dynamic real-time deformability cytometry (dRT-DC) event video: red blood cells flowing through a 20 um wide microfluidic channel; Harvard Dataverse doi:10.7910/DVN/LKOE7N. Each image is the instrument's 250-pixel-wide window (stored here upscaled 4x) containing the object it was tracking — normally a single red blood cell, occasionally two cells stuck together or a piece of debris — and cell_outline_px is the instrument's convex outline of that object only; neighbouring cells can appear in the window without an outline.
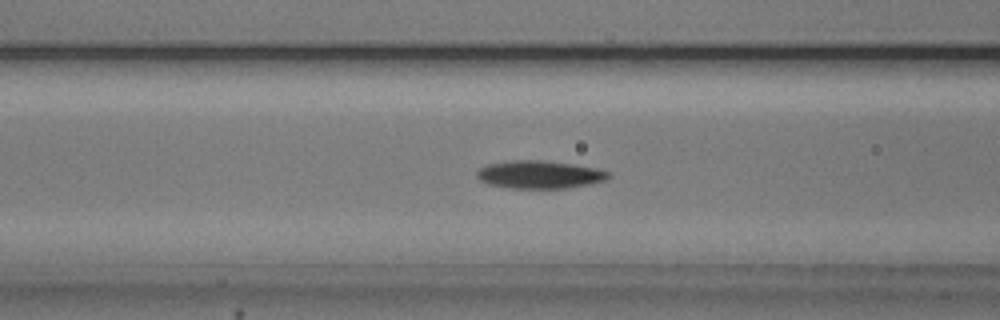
{"species": "common noctule bat (a hibernating species)", "species_latin": "Nyctalus noctula", "temperature_condition": "cold", "stored_images_in_passage": 54, "camera_frame_rate_fps": 3000, "um_per_image_px": 0.085, "animal": {"sex": "male", "body_mass_g": 20.5, "forearm_length_mm": 52.5}, "frame": {"image": 1, "passage_image": 21, "time_ms": 6.667, "image_size_px": [1000, 320], "cell_outline_px": [[612, 176], [608, 180], [568, 188], [512, 188], [488, 184], [480, 180], [476, 176], [476, 172], [480, 168], [488, 164], [508, 160], [544, 160], [572, 164], [596, 168], [608, 172]], "centroid_in_image_um": [45.87, 14.83], "position_along_channel_um": 120.7, "area_um2": 21.44}}
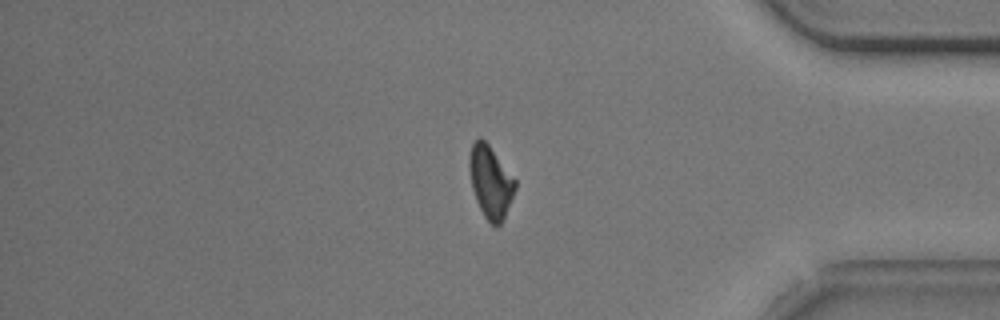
{"frame": {"image": 2, "passage_image": 45, "time_ms": 14.667, "image_size_px": [1000, 320], "cell_outline_px": [[516, 188], [504, 216], [500, 224], [496, 228], [484, 216], [476, 200], [472, 188], [468, 168], [468, 156], [472, 144], [480, 136], [488, 144], [516, 180]], "centroid_in_image_um": [41.67, 15.44], "position_along_channel_um": 393.5, "area_um2": 19.13}}
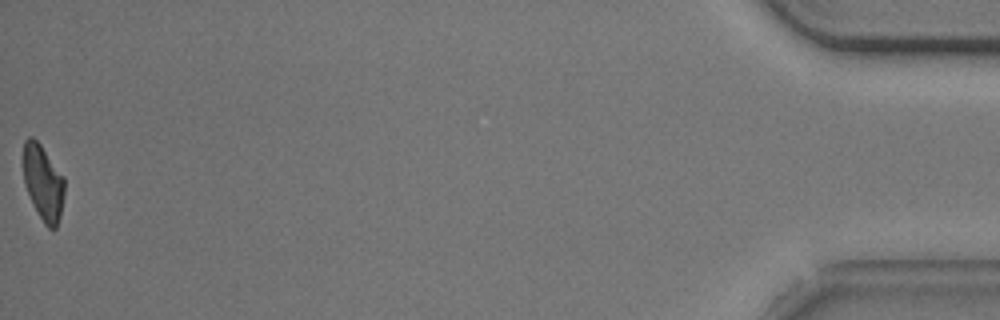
{"frame": {"image": 3, "passage_image": 54, "time_ms": 17.667, "image_size_px": [1000, 320], "cell_outline_px": [[64, 192], [60, 216], [56, 228], [48, 228], [44, 224], [24, 184], [24, 140], [28, 136], [32, 136], [40, 144], [64, 176]], "centroid_in_image_um": [3.68, 15.5], "position_along_channel_um": 431.5, "area_um2": 17.74}, "authors_computed_cell_mechanics": {"area_um2": 19.941, "velocity_mm_per_s": 3.7304, "shape_relaxation_time_tau1_ms": 2.3459, "shape_relaxation_time_tau2_ms": null, "deformation_change_tau1": 0.121, "deformation_change_tau2": null}}